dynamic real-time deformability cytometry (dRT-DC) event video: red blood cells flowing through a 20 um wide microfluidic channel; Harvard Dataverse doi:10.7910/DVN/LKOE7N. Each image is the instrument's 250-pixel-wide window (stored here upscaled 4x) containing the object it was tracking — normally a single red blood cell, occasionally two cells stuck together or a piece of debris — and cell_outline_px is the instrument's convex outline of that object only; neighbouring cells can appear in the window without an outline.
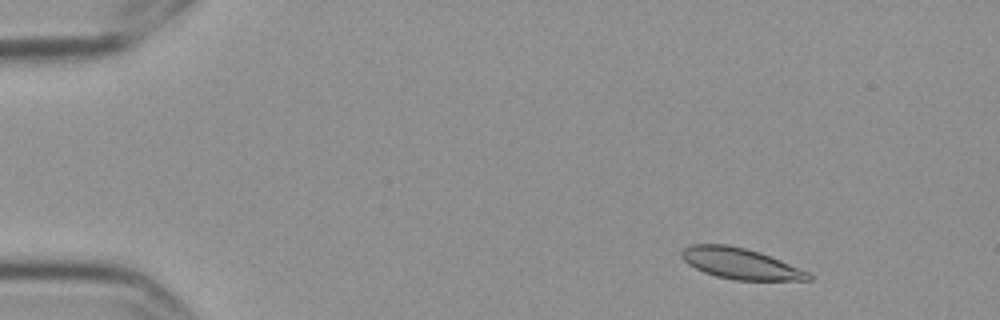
{"species": "Egyptian fruit bat (a non-hibernating species)", "species_latin": "Rousettus aegyptiacus", "temperature_condition": "cold", "stored_images_in_passage": 3, "camera_frame_rate_fps": 3000, "um_per_image_px": 0.085, "frame": {"image": 1, "passage_image": 1, "time_ms": 0.0, "image_size_px": [1000, 320], "cell_outline_px": [[812, 280], [736, 280], [716, 276], [704, 272], [688, 264], [680, 256], [680, 252], [684, 248], [692, 244], [728, 244], [760, 252], [780, 260], [808, 272], [812, 276]], "centroid_in_image_um": [62.9, 22.4], "position_along_channel_um": 22.1, "area_um2": 22.72}}
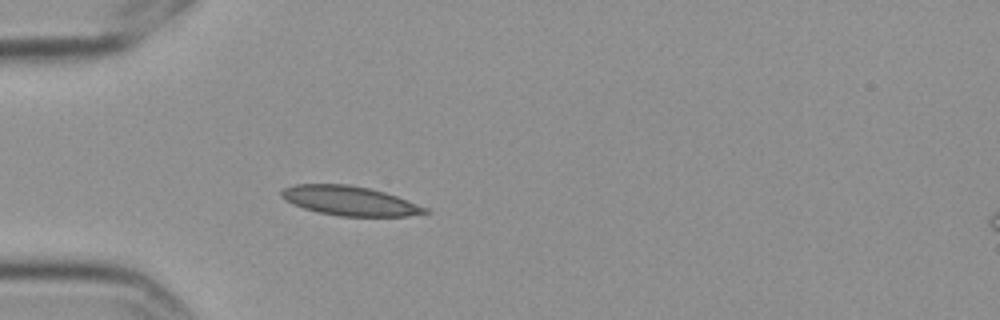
{"frame": {"image": 2, "passage_image": 3, "time_ms": 0.667, "image_size_px": [1000, 320], "cell_outline_px": [[428, 212], [408, 216], [340, 216], [316, 212], [292, 204], [280, 196], [280, 192], [284, 188], [296, 184], [348, 184], [368, 188], [384, 192], [396, 196], [428, 208]], "centroid_in_image_um": [29.69, 17.07], "position_along_channel_um": 55.3, "area_um2": 24.45}}